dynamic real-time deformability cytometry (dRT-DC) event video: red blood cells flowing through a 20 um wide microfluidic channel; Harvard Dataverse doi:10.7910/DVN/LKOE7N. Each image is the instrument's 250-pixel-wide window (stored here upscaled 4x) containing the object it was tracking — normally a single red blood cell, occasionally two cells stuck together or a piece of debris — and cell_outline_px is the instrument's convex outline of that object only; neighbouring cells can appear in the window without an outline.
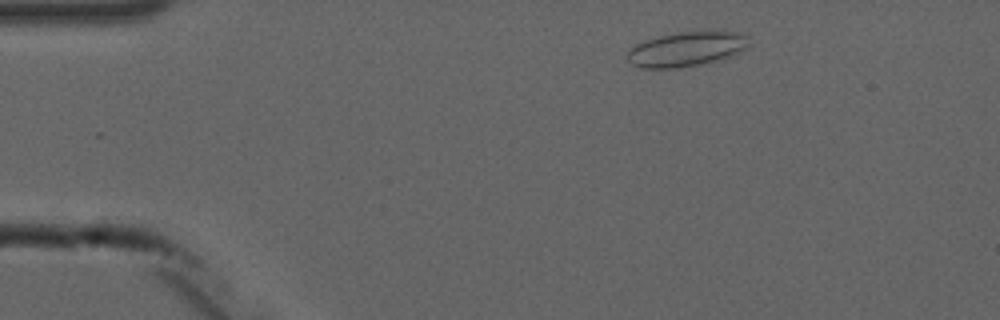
{"species": "common noctule bat (a hibernating species)", "species_latin": "Nyctalus noctula", "temperature_condition": "cold", "stored_images_in_passage": 3, "camera_frame_rate_fps": 3000, "um_per_image_px": 0.085, "animal": {"sex": "male", "forearm_length_mm": 52.5}, "frame": {"image": 1, "passage_image": 2, "time_ms": 1.0, "image_size_px": [1000, 320], "cell_outline_px": [[748, 44], [740, 52], [716, 60], [700, 64], [676, 68], [640, 68], [632, 64], [628, 60], [628, 52], [636, 44], [644, 40], [676, 32], [736, 32], [748, 36]], "centroid_in_image_um": [58.3, 4.18], "position_along_channel_um": 26.7, "area_um2": 24.04}}